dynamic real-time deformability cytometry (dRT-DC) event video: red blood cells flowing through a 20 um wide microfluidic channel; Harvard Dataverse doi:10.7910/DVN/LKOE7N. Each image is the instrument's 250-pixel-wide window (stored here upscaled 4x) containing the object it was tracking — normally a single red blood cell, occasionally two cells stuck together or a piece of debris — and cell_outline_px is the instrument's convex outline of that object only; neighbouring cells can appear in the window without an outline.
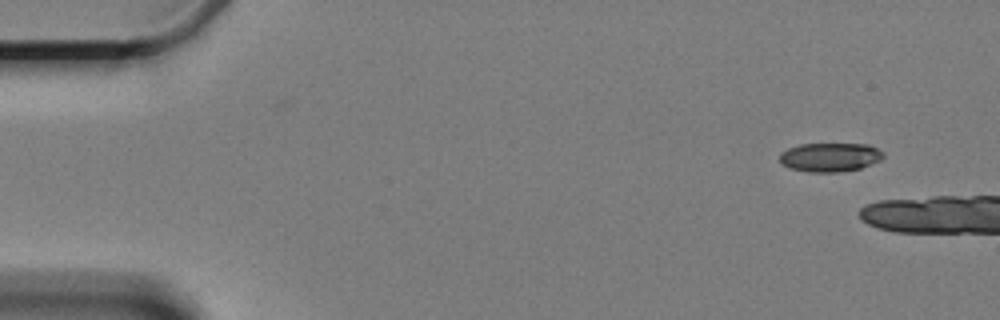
{"species": "Egyptian fruit bat (a non-hibernating species)", "species_latin": "Rousettus aegyptiacus", "temperature_condition": "cold", "stored_images_in_passage": 8, "camera_frame_rate_fps": 3000, "um_per_image_px": 0.085, "animal": {"sex": "female"}, "frame": {"image": 1, "passage_image": 1, "time_ms": 0.0, "image_size_px": [1000, 320], "cell_outline_px": [[884, 156], [880, 160], [860, 168], [840, 172], [808, 172], [788, 168], [780, 164], [780, 152], [788, 148], [800, 144], [868, 144], [884, 152]], "centroid_in_image_um": [70.51, 13.36], "position_along_channel_um": 14.5, "area_um2": 17.57}}
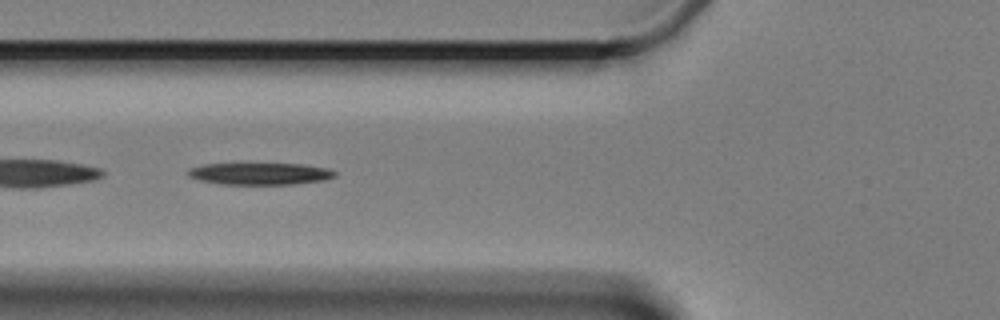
{"frame": {"image": 2, "passage_image": 7, "time_ms": 8.667, "image_size_px": [1000, 320], "cell_outline_px": [[336, 176], [324, 180], [296, 184], [220, 184], [200, 180], [188, 176], [188, 168], [204, 164], [300, 164], [328, 168], [336, 172]], "centroid_in_image_um": [22.1, 14.77], "position_along_channel_um": 103.7, "area_um2": 18.67}}